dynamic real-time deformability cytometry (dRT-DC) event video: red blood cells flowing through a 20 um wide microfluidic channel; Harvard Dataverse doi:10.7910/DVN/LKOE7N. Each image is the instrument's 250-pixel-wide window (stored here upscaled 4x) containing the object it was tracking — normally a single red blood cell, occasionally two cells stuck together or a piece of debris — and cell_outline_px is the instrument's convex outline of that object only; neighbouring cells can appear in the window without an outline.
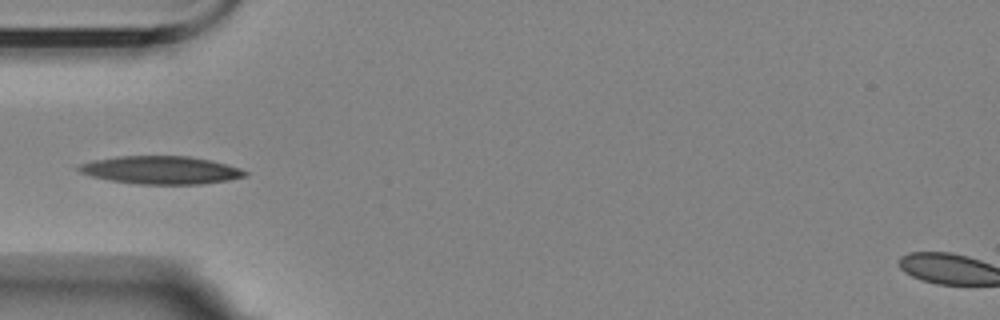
{"species": "Egyptian fruit bat (a non-hibernating species)", "species_latin": "Rousettus aegyptiacus", "temperature_condition": "room temperature", "stored_images_in_passage": 5, "camera_frame_rate_fps": 3000, "um_per_image_px": 0.085, "animal": {"sex": "female"}, "frame": {"image": 1, "passage_image": 5, "time_ms": 5.667, "image_size_px": [1000, 320], "cell_outline_px": [[248, 176], [228, 180], [200, 184], [136, 184], [108, 180], [92, 176], [80, 172], [76, 168], [80, 164], [92, 160], [116, 156], [188, 156], [208, 160], [240, 168], [248, 172]], "centroid_in_image_um": [13.65, 14.46], "position_along_channel_um": 71.4, "area_um2": 27.05}}